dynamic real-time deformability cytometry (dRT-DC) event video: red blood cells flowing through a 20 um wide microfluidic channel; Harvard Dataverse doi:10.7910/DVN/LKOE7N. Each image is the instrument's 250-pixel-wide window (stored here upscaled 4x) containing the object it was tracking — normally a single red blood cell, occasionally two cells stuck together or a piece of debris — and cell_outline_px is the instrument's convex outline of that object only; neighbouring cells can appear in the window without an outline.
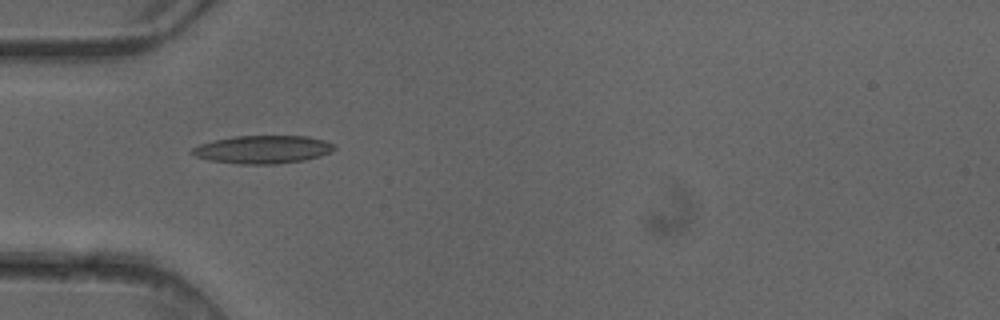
{"species": "common noctule bat (a hibernating species)", "species_latin": "Nyctalus noctula", "temperature_condition": "cold", "stored_images_in_passage": 7, "camera_frame_rate_fps": 3000, "um_per_image_px": 0.085, "animal": {"sex": "female"}, "frame": {"image": 1, "passage_image": 5, "time_ms": 1.333, "image_size_px": [1000, 320], "cell_outline_px": [[336, 148], [320, 156], [304, 160], [276, 164], [236, 164], [208, 160], [196, 156], [188, 152], [192, 148], [200, 144], [212, 140], [232, 136], [308, 136], [324, 140], [336, 144]], "centroid_in_image_um": [22.3, 12.7], "position_along_channel_um": 62.7, "area_um2": 23.41}}
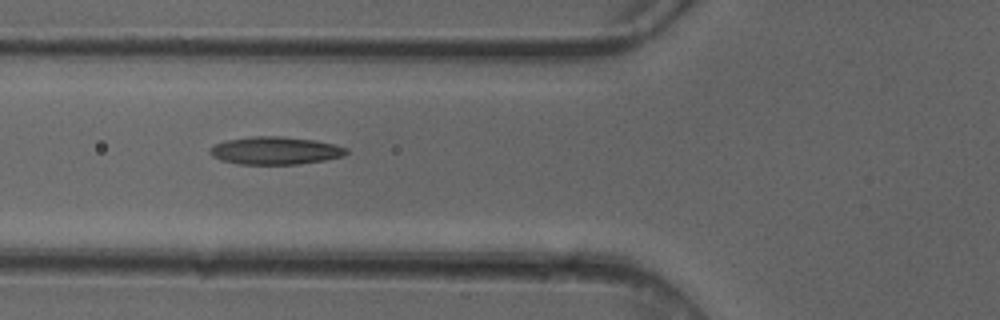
{"frame": {"image": 2, "passage_image": 6, "time_ms": 1.667, "image_size_px": [1000, 320], "cell_outline_px": [[348, 152], [344, 156], [324, 160], [300, 164], [240, 164], [220, 160], [212, 156], [208, 152], [208, 148], [224, 140], [252, 136], [280, 136], [316, 140], [348, 148]], "centroid_in_image_um": [23.37, 12.8], "position_along_channel_um": 102.4, "area_um2": 22.2}}
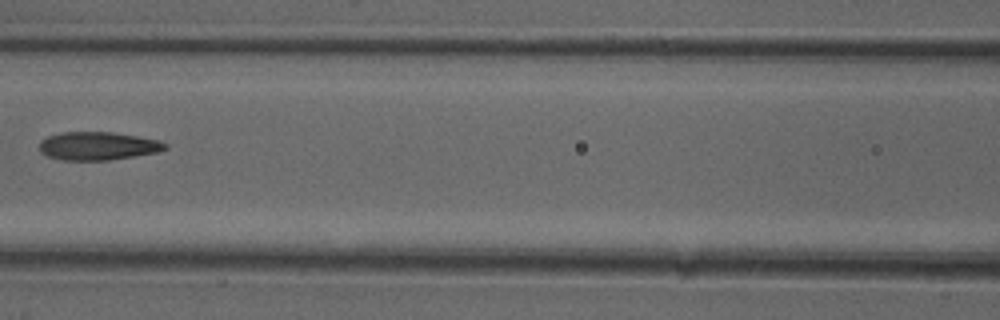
{"frame": {"image": 3, "passage_image": 7, "time_ms": 2.0, "image_size_px": [1000, 320], "cell_outline_px": [[168, 148], [160, 152], [108, 160], [64, 160], [48, 156], [40, 152], [40, 140], [48, 136], [60, 132], [112, 132], [160, 140], [168, 144]], "centroid_in_image_um": [8.35, 12.4], "position_along_channel_um": 158.3, "area_um2": 20.75}}